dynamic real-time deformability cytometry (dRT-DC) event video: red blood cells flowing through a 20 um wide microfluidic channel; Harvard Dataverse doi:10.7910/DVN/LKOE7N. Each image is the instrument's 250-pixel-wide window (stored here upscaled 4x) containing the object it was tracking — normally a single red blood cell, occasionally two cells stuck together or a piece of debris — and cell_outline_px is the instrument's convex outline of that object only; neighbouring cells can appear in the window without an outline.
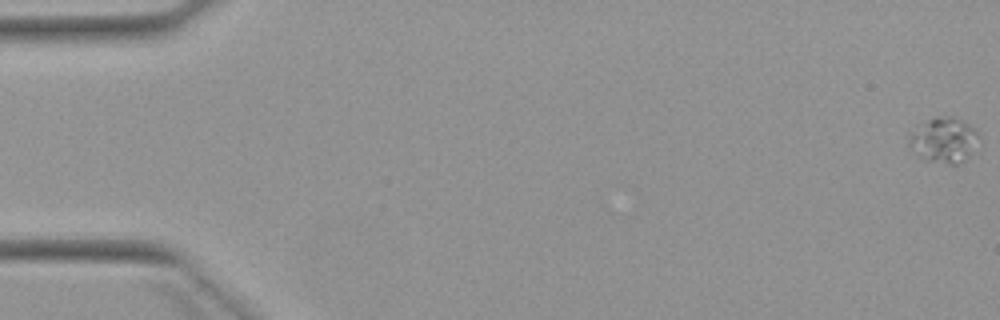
{"species": "Egyptian fruit bat (a non-hibernating species)", "species_latin": "Rousettus aegyptiacus", "temperature_condition": "warm", "stored_images_in_passage": 5, "camera_frame_rate_fps": 3000, "um_per_image_px": 0.085, "animal": {"sex": "female"}, "frame": {"image": 1, "passage_image": 1, "time_ms": 0.0, "image_size_px": [1000, 320], "cell_outline_px": [[976, 136], [968, 156], [964, 160], [956, 164], [948, 164], [924, 160], [908, 144], [908, 140], [912, 132], [928, 120], [948, 116], [956, 116], [964, 120], [976, 128]], "centroid_in_image_um": [80.21, 11.9], "position_along_channel_um": 4.8, "area_um2": 17.69}}
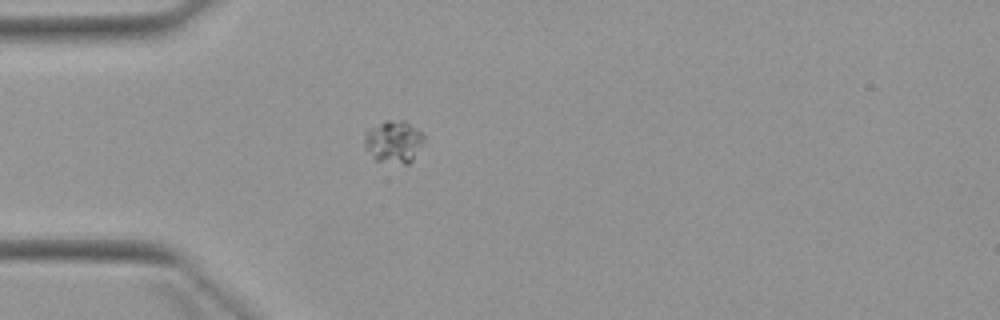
{"frame": {"image": 2, "passage_image": 5, "time_ms": 5.0, "image_size_px": [1000, 320], "cell_outline_px": [[424, 140], [412, 160], [408, 164], [404, 164], [372, 160], [364, 148], [364, 132], [384, 120], [404, 120], [420, 132], [424, 136]], "centroid_in_image_um": [33.39, 12.05], "position_along_channel_um": 51.6, "area_um2": 14.8}}